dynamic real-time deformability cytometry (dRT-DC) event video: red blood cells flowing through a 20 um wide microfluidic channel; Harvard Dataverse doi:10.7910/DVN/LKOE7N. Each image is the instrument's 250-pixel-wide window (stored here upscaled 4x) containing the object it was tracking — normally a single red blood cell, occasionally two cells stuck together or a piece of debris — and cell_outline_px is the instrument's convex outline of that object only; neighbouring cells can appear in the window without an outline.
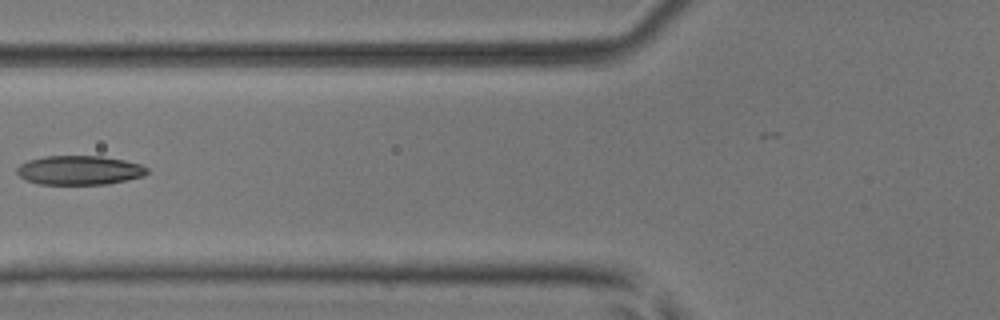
{"species": "common noctule bat (a hibernating species)", "species_latin": "Nyctalus noctula", "temperature_condition": "room temperature", "stored_images_in_passage": 6, "camera_frame_rate_fps": 3000, "um_per_image_px": 0.085, "animal": {"sex": "male", "body_mass_g": 17.9, "forearm_length_mm": 54.2}, "frame": {"image": 1, "passage_image": 6, "time_ms": 1.667, "image_size_px": [1000, 320], "cell_outline_px": [[148, 172], [144, 176], [108, 184], [40, 184], [28, 180], [20, 176], [16, 172], [16, 168], [20, 164], [28, 160], [44, 156], [100, 156], [124, 160], [140, 164], [148, 168]], "centroid_in_image_um": [6.75, 14.46], "position_along_channel_um": 119.0, "area_um2": 22.08}}